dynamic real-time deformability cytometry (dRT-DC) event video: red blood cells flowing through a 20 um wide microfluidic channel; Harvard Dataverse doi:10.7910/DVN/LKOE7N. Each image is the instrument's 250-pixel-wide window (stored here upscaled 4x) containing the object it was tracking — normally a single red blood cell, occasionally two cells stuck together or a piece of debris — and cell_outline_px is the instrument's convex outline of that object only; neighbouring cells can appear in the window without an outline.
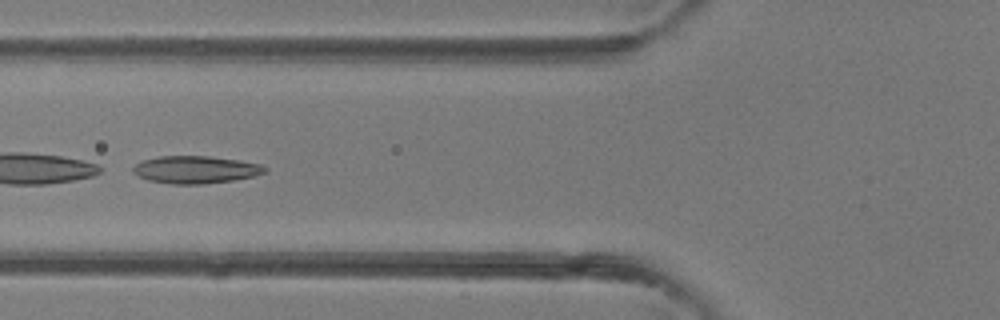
{"species": "common noctule bat (a hibernating species)", "species_latin": "Nyctalus noctula", "temperature_condition": "room temperature", "stored_images_in_passage": 5, "camera_frame_rate_fps": 3000, "um_per_image_px": 0.085, "animal": {"sex": "female"}, "frame": {"image": 1, "passage_image": 4, "time_ms": 3.667, "image_size_px": [1000, 320], "cell_outline_px": [[268, 168], [264, 172], [252, 176], [232, 180], [204, 184], [172, 184], [148, 180], [132, 172], [132, 168], [136, 164], [144, 160], [160, 156], [208, 156], [236, 160], [260, 164]], "centroid_in_image_um": [16.59, 14.42], "position_along_channel_um": 109.2, "area_um2": 20.81}}
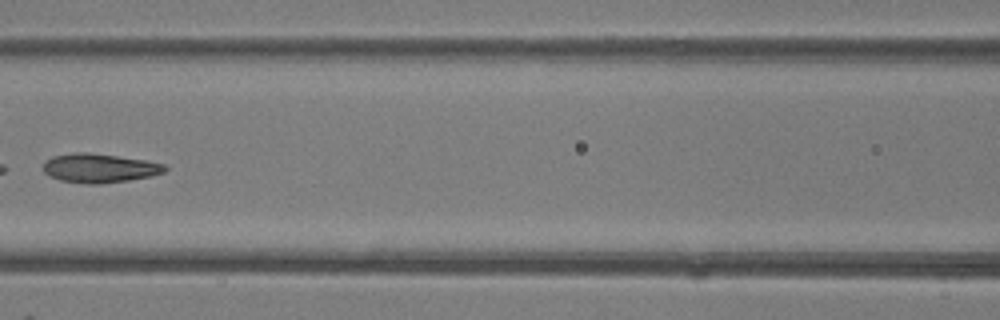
{"frame": {"image": 2, "passage_image": 5, "time_ms": 4.667, "image_size_px": [1000, 320], "cell_outline_px": [[168, 168], [164, 172], [152, 176], [128, 180], [100, 184], [88, 184], [60, 180], [48, 176], [44, 172], [44, 160], [52, 156], [76, 152], [88, 152], [144, 160], [164, 164]], "centroid_in_image_um": [8.42, 14.29], "position_along_channel_um": 158.2, "area_um2": 20.58}}